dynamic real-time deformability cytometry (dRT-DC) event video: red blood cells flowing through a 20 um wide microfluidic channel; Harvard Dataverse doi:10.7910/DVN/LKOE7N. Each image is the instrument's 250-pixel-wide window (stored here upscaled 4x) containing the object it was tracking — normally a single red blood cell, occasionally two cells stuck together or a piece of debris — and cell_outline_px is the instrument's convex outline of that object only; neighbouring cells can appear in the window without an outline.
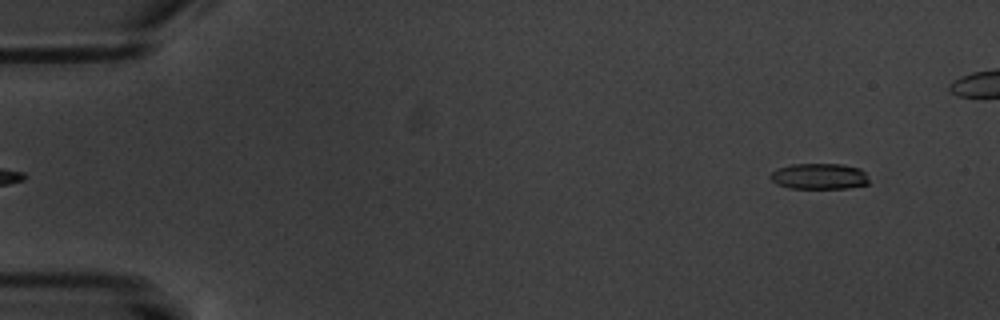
{"species": "common noctule bat (a hibernating species)", "species_latin": "Nyctalus noctula", "temperature_condition": "warm", "stored_images_in_passage": 3, "camera_frame_rate_fps": 3000, "um_per_image_px": 0.085, "animal": {"sex": "male", "body_mass_g": 20.1, "forearm_length_mm": 53.5}, "frame": {"image": 1, "passage_image": 3, "time_ms": 2.333, "image_size_px": [1000, 320], "cell_outline_px": [[868, 184], [848, 188], [788, 188], [776, 184], [768, 176], [772, 172], [780, 168], [792, 164], [844, 164], [860, 168], [864, 172], [868, 180]], "centroid_in_image_um": [69.63, 14.99], "position_along_channel_um": 15.4, "area_um2": 14.85}}